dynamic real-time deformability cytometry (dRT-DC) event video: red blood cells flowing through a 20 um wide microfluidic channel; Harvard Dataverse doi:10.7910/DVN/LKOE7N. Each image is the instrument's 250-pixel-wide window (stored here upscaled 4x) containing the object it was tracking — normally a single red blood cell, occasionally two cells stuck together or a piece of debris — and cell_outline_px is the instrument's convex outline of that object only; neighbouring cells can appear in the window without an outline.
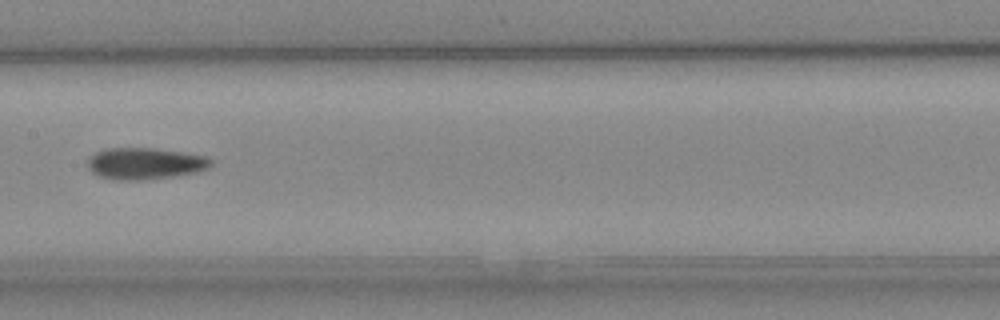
{"species": "Egyptian fruit bat (a non-hibernating species)", "species_latin": "Rousettus aegyptiacus", "temperature_condition": "cold", "stored_images_in_passage": 8, "camera_frame_rate_fps": 3000, "um_per_image_px": 0.085, "animal": {"sex": "female"}, "frame": {"image": 1, "passage_image": 8, "time_ms": 8.0, "image_size_px": [1000, 320], "cell_outline_px": [[212, 164], [208, 168], [200, 172], [172, 176], [140, 180], [112, 180], [100, 176], [92, 172], [88, 168], [88, 160], [96, 152], [108, 148], [152, 148], [208, 156], [212, 160]], "centroid_in_image_um": [12.35, 13.9], "position_along_channel_um": 195.1, "area_um2": 22.66}}